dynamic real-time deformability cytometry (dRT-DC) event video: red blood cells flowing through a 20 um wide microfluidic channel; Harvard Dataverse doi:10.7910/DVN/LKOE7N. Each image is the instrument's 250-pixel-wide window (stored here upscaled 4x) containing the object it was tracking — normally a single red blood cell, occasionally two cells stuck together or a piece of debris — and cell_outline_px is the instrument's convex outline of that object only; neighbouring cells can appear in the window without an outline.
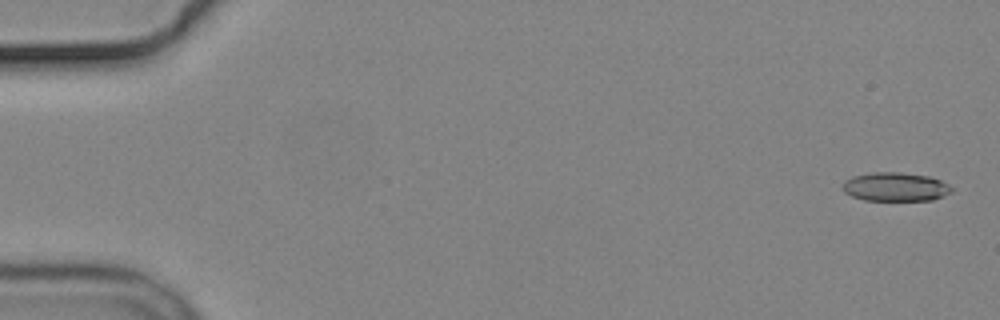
{"species": "common noctule bat (a hibernating species)", "species_latin": "Nyctalus noctula", "temperature_condition": "cold", "stored_images_in_passage": 5, "camera_frame_rate_fps": 3000, "um_per_image_px": 0.085, "animal": {"sex": "male", "body_mass_g": 19.2, "forearm_length_mm": 51.8}, "frame": {"image": 1, "passage_image": 1, "time_ms": 0.0, "image_size_px": [1000, 320], "cell_outline_px": [[952, 192], [944, 196], [932, 200], [864, 200], [852, 196], [844, 192], [844, 180], [852, 176], [872, 172], [900, 172], [928, 176], [940, 180], [948, 184], [952, 188]], "centroid_in_image_um": [76.11, 15.88], "position_along_channel_um": 8.9, "area_um2": 18.26}}
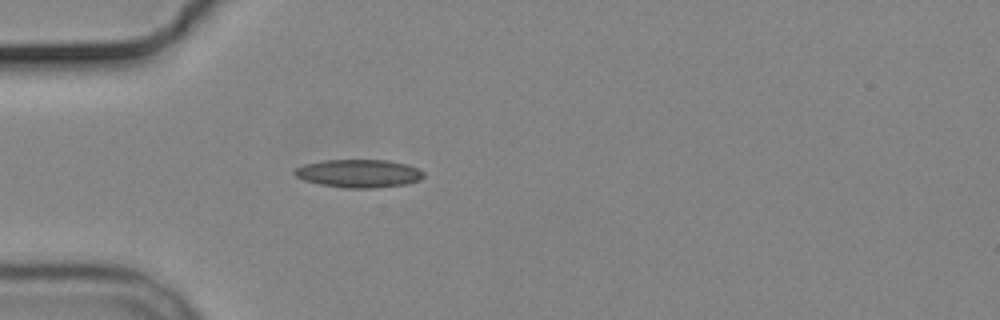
{"frame": {"image": 2, "passage_image": 5, "time_ms": 5.0, "image_size_px": [1000, 320], "cell_outline_px": [[424, 176], [420, 180], [408, 184], [376, 188], [344, 188], [320, 184], [304, 180], [296, 176], [292, 172], [296, 168], [304, 164], [324, 160], [388, 160], [408, 164], [424, 172]], "centroid_in_image_um": [30.52, 14.74], "position_along_channel_um": 54.5, "area_um2": 21.27}}